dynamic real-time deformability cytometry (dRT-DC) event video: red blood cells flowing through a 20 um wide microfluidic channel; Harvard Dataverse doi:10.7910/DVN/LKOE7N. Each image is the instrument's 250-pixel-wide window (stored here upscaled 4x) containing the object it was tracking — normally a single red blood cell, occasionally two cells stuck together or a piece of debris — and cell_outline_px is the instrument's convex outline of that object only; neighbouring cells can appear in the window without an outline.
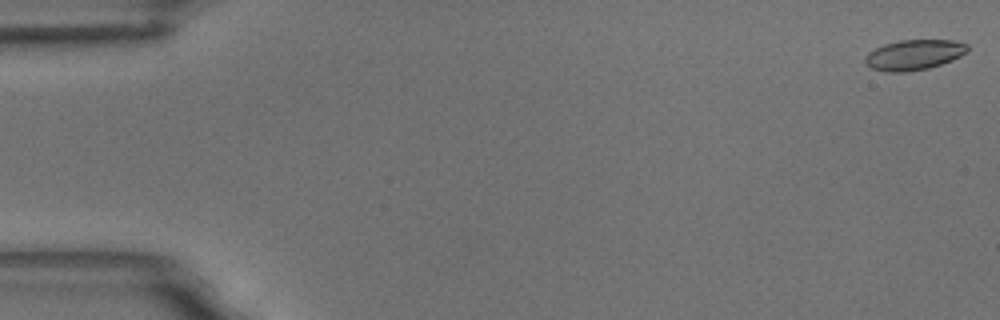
{"species": "common noctule bat (a hibernating species)", "species_latin": "Nyctalus noctula", "temperature_condition": "room temperature", "stored_images_in_passage": 58, "camera_frame_rate_fps": 3000, "um_per_image_px": 0.085, "animal": {"sex": "male", "body_mass_g": 18.8}, "frame": {"image": 1, "passage_image": 1, "time_ms": 0.0, "image_size_px": [1000, 320], "cell_outline_px": [[968, 52], [952, 60], [928, 68], [908, 72], [888, 72], [872, 68], [864, 64], [864, 56], [868, 52], [884, 44], [900, 40], [952, 40], [968, 44]], "centroid_in_image_um": [77.67, 4.66], "position_along_channel_um": 7.3, "area_um2": 18.15}}
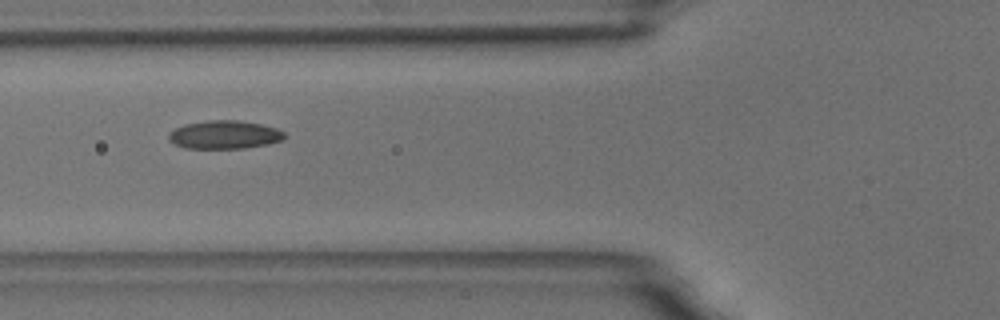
{"frame": {"image": 2, "passage_image": 22, "time_ms": 7.0, "image_size_px": [1000, 320], "cell_outline_px": [[284, 140], [268, 144], [244, 148], [184, 148], [168, 140], [168, 132], [184, 124], [208, 120], [236, 120], [260, 124], [276, 128], [284, 132]], "centroid_in_image_um": [19.06, 11.45], "position_along_channel_um": 106.7, "area_um2": 19.07}}
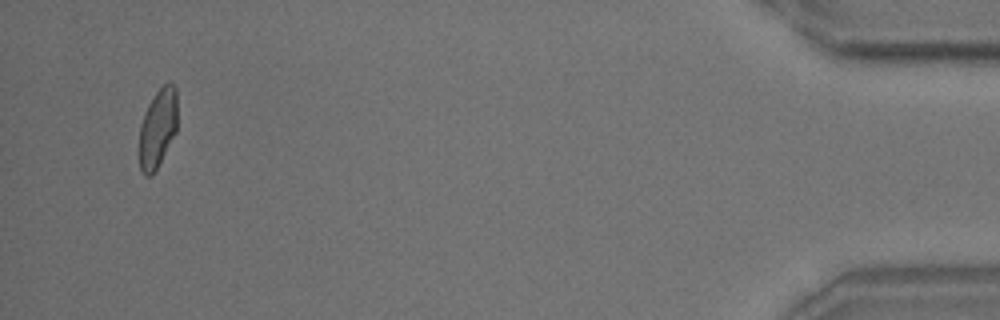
{"frame": {"image": 3, "passage_image": 56, "time_ms": 18.333, "image_size_px": [1000, 320], "cell_outline_px": [[176, 132], [152, 176], [144, 176], [140, 168], [140, 124], [144, 112], [148, 104], [156, 92], [164, 84], [172, 84], [176, 88]], "centroid_in_image_um": [13.39, 10.91], "position_along_channel_um": 421.8, "area_um2": 17.22}, "authors_computed_cell_mechanics": {"area_um2": 18.3226, "velocity_mm_per_s": 3.4764, "shape_relaxation_time_tau1_ms": 8.7458, "shape_relaxation_time_tau2_ms": 1.6472, "deformation_change_tau1": 0.1648, "deformation_change_tau2": 0.074}}